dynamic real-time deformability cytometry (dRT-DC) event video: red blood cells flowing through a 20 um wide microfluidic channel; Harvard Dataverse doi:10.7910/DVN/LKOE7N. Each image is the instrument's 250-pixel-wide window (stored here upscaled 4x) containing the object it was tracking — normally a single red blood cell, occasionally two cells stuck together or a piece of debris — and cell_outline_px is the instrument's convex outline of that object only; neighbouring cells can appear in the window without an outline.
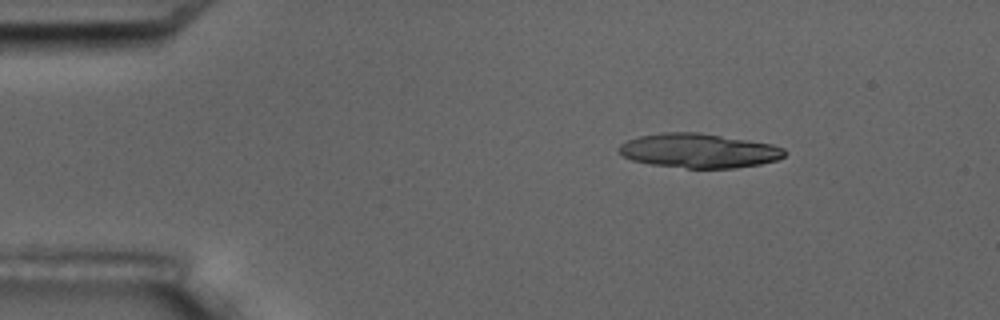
{"species": "common noctule bat (a hibernating species)", "species_latin": "Nyctalus noctula", "temperature_condition": "room temperature", "stored_images_in_passage": 5, "segment_of_instrument_passage": [1, 2], "camera_frame_rate_fps": 3000, "um_per_image_px": 0.085, "animal": {"sex": "male", "body_mass_g": 17.5, "forearm_length_mm": 52.3}, "frame": {"image": 1, "passage_image": 2, "time_ms": 1.0, "image_size_px": [1000, 320], "cell_outline_px": [[784, 156], [776, 160], [760, 164], [736, 168], [688, 168], [648, 164], [632, 160], [624, 156], [620, 152], [620, 144], [628, 140], [640, 136], [664, 132], [700, 132], [772, 144], [784, 148]], "centroid_in_image_um": [59.4, 12.81], "position_along_channel_um": 25.6, "area_um2": 33.0}}